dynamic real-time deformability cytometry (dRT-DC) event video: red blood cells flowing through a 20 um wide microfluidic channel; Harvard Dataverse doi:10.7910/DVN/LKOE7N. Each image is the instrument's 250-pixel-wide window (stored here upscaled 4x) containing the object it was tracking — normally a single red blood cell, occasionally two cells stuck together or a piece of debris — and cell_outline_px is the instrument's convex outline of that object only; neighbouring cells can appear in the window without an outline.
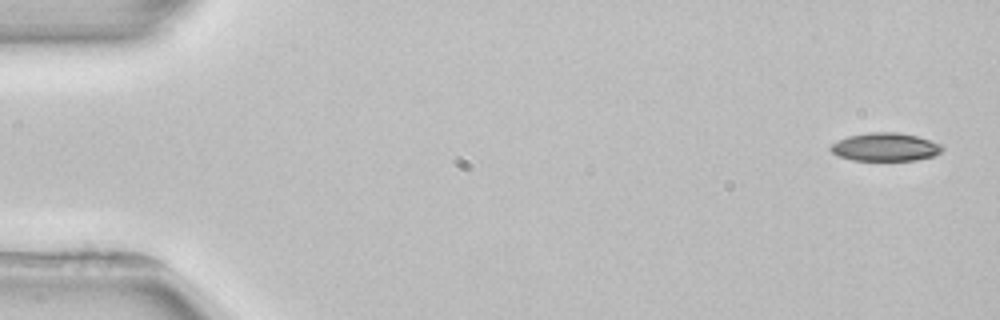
{"species": "common noctule bat (a hibernating species)", "species_latin": "Nyctalus noctula", "temperature_condition": "room temperature", "stored_images_in_passage": 4, "camera_frame_rate_fps": 3000, "um_per_image_px": 0.085, "animal": {"sex": "female", "body_mass_g": 22.7, "forearm_length_mm": 54.2}, "frame": {"image": 1, "passage_image": 1, "time_ms": 0.0, "image_size_px": [1000, 320], "cell_outline_px": [[944, 148], [940, 152], [932, 156], [916, 160], [852, 160], [836, 156], [828, 148], [836, 140], [848, 136], [872, 132], [896, 132], [916, 136], [940, 144]], "centroid_in_image_um": [75.19, 12.5], "position_along_channel_um": 9.8, "area_um2": 18.26}}
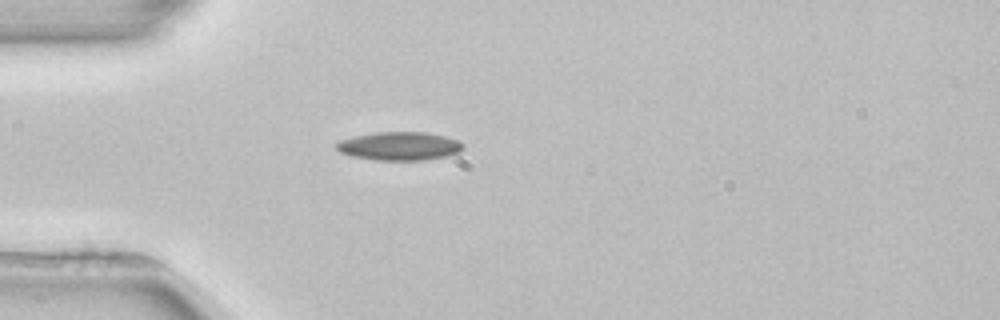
{"frame": {"image": 2, "passage_image": 4, "time_ms": 4.333, "image_size_px": [1000, 320], "cell_outline_px": [[464, 148], [460, 152], [448, 156], [424, 160], [376, 160], [352, 156], [340, 152], [336, 148], [336, 144], [340, 140], [356, 136], [376, 132], [424, 132], [444, 136], [456, 140], [464, 144]], "centroid_in_image_um": [33.97, 12.42], "position_along_channel_um": 51.0, "area_um2": 20.92}}